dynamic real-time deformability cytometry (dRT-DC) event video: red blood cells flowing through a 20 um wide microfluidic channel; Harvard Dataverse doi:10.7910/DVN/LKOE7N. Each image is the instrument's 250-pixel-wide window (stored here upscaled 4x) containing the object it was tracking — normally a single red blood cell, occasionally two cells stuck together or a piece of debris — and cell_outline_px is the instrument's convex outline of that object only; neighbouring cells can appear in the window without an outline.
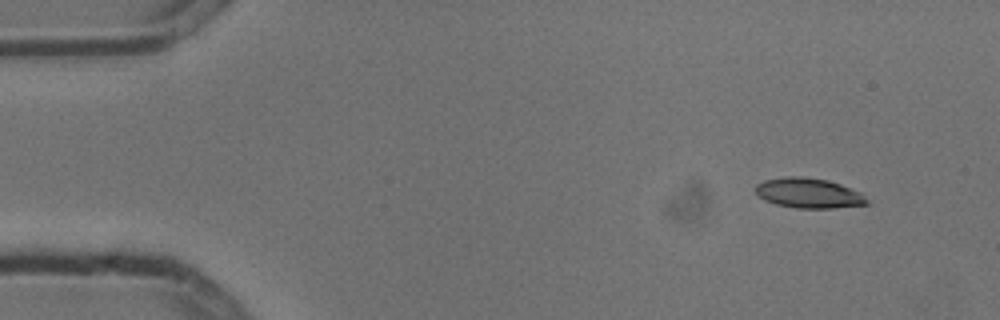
{"species": "common noctule bat (a hibernating species)", "species_latin": "Nyctalus noctula", "temperature_condition": "cold", "stored_images_in_passage": 4, "camera_frame_rate_fps": 3000, "um_per_image_px": 0.085, "animal": {"sex": "male", "body_mass_g": 13.3}, "frame": {"image": 1, "passage_image": 1, "time_ms": 0.0, "image_size_px": [1000, 320], "cell_outline_px": [[872, 204], [832, 208], [796, 208], [776, 204], [764, 200], [756, 192], [756, 184], [764, 180], [788, 176], [800, 176], [828, 180], [840, 184], [860, 192]], "centroid_in_image_um": [68.76, 16.42], "position_along_channel_um": 16.2, "area_um2": 19.48}}
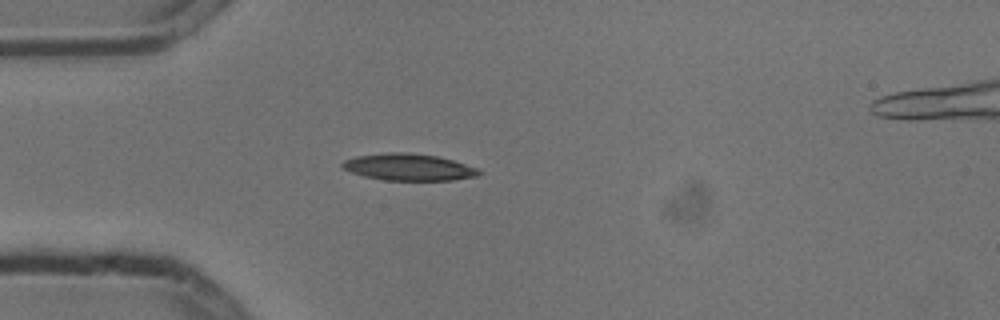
{"frame": {"image": 2, "passage_image": 4, "time_ms": 1.0, "image_size_px": [1000, 320], "cell_outline_px": [[484, 172], [476, 176], [452, 180], [384, 180], [364, 176], [352, 172], [344, 168], [340, 164], [344, 160], [356, 156], [384, 152], [408, 152], [436, 156], [452, 160], [476, 168]], "centroid_in_image_um": [34.71, 14.2], "position_along_channel_um": 50.3, "area_um2": 21.21}}